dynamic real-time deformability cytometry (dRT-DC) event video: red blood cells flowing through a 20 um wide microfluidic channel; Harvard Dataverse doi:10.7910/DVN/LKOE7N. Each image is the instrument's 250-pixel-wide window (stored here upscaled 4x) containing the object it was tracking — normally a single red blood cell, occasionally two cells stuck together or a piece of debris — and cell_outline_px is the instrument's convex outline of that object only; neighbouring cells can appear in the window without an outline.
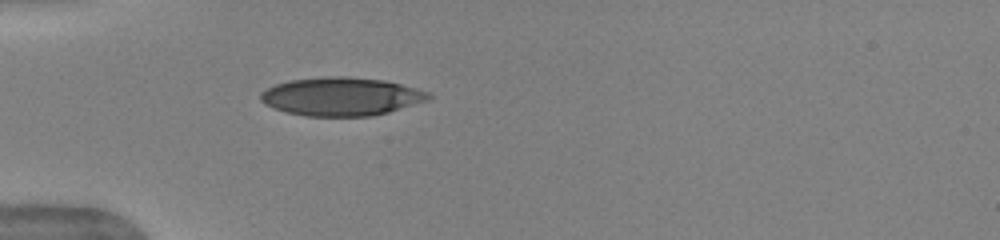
{"species": "human", "species_latin": "Homo sapiens", "temperature_condition": "warm", "stored_images_in_passage": 19, "camera_frame_rate_fps": 3000, "um_per_image_px": 0.085, "donor": {"sex": "female"}, "frame": {"image": 1, "passage_image": 9, "time_ms": 2.667, "image_size_px": [1000, 240], "cell_outline_px": [[432, 96], [428, 100], [388, 112], [372, 116], [308, 116], [288, 112], [264, 104], [260, 100], [260, 92], [276, 84], [288, 80], [328, 76], [348, 76], [384, 80], [432, 92]], "centroid_in_image_um": [29.02, 8.19], "position_along_channel_um": 56.0, "area_um2": 37.51}}